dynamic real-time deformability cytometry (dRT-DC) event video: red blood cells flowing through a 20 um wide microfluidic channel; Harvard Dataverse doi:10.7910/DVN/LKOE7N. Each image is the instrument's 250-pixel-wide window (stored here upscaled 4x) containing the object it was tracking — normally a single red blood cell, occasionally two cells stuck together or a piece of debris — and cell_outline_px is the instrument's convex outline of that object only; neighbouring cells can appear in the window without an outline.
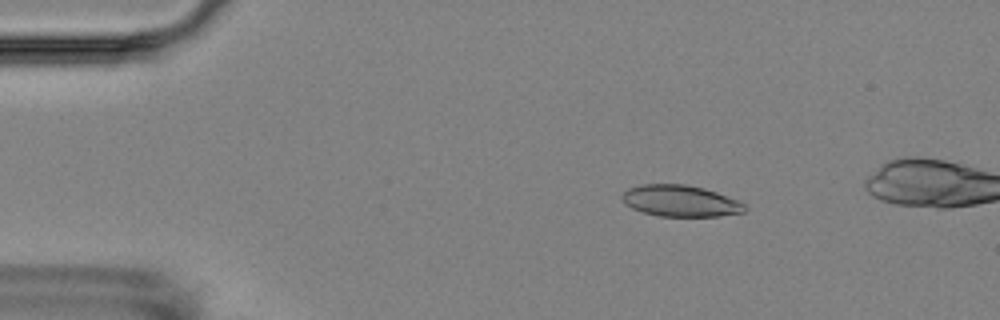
{"species": "Egyptian fruit bat (a non-hibernating species)", "species_latin": "Rousettus aegyptiacus", "temperature_condition": "room temperature", "stored_images_in_passage": 6, "camera_frame_rate_fps": 3000, "um_per_image_px": 0.085, "animal": {"sex": "female"}, "frame": {"image": 1, "passage_image": 3, "time_ms": 2.333, "image_size_px": [1000, 320], "cell_outline_px": [[748, 208], [744, 212], [720, 216], [660, 216], [644, 212], [632, 208], [624, 204], [620, 196], [628, 188], [640, 184], [688, 184], [704, 188], [740, 200]], "centroid_in_image_um": [57.84, 17.07], "position_along_channel_um": 27.2, "area_um2": 22.66}}